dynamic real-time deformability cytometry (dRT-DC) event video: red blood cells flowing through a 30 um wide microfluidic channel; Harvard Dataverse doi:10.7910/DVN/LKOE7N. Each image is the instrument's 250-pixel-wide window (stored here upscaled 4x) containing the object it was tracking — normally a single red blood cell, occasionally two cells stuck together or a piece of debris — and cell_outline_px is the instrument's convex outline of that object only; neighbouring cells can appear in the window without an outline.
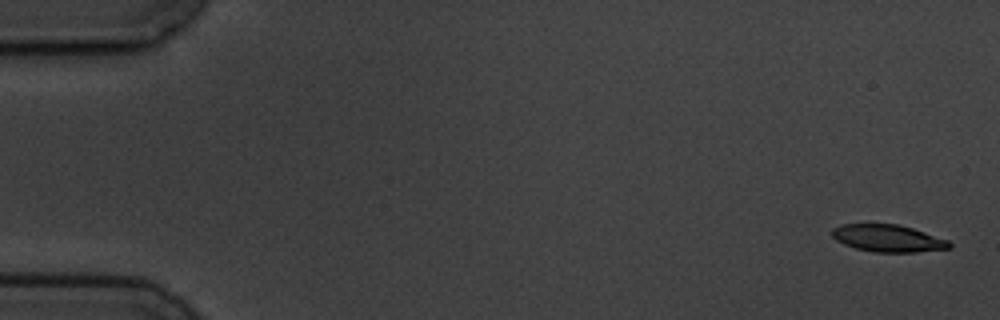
{"species": "common noctule bat (a hibernating species)", "species_latin": "Nyctalus noctula", "temperature_condition": "cold", "stored_images_in_passage": 4, "camera_frame_rate_fps": 3000, "um_per_image_px": 0.085, "animal": {"sex": "male", "body_mass_g": 19.5, "forearm_length_mm": 54.6}, "frame": {"image": 1, "passage_image": 1, "time_ms": 0.0, "image_size_px": [1000, 320], "cell_outline_px": [[952, 248], [916, 252], [872, 252], [856, 248], [844, 244], [836, 240], [832, 236], [832, 228], [840, 224], [896, 224], [912, 228], [948, 240], [952, 244]], "centroid_in_image_um": [75.47, 20.26], "position_along_channel_um": 9.5, "area_um2": 18.55}}